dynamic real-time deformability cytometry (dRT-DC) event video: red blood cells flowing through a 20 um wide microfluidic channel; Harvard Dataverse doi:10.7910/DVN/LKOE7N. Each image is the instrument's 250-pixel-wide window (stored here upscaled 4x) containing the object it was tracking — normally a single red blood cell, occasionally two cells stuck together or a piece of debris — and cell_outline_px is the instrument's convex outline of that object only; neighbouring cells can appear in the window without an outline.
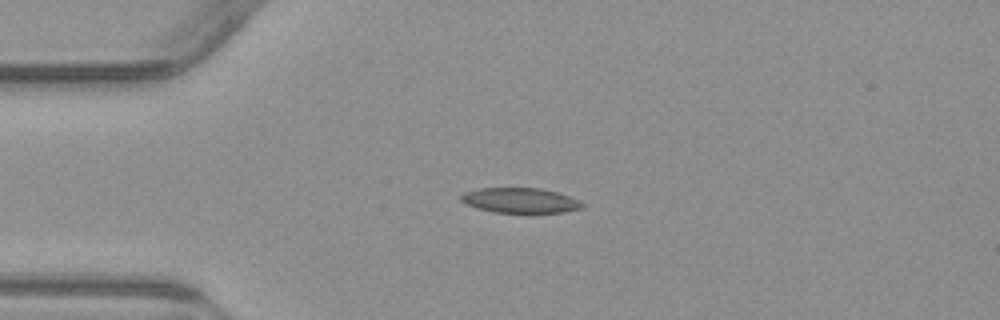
{"species": "common noctule bat (a hibernating species)", "species_latin": "Nyctalus noctula", "temperature_condition": "warm", "stored_images_in_passage": 4, "camera_frame_rate_fps": 3000, "um_per_image_px": 0.085, "animal": {"sex": "male", "body_mass_g": 23.1, "forearm_length_mm": 52.7}, "frame": {"image": 1, "passage_image": 3, "time_ms": 2.333, "image_size_px": [1000, 320], "cell_outline_px": [[584, 208], [564, 212], [492, 212], [468, 204], [460, 200], [460, 196], [464, 192], [480, 188], [540, 188], [556, 192], [568, 196], [584, 204]], "centroid_in_image_um": [44.22, 17.03], "position_along_channel_um": 40.8, "area_um2": 17.4}}